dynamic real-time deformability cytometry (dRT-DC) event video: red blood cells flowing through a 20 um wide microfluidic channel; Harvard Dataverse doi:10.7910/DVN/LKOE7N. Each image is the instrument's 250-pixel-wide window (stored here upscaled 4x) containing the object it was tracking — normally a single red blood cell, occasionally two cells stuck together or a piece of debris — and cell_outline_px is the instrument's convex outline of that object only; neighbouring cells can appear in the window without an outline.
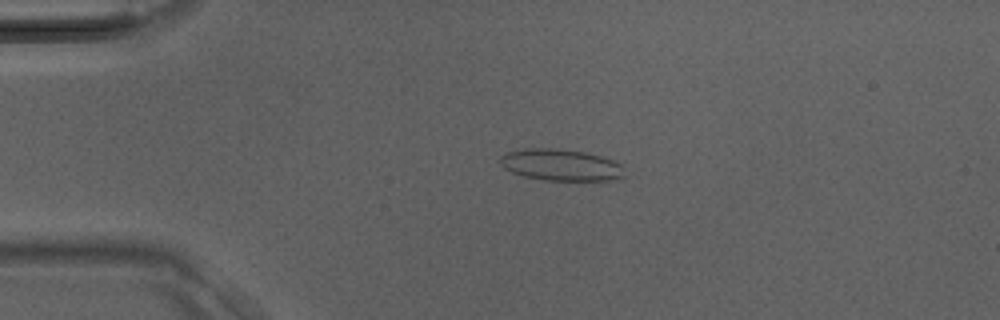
{"species": "Egyptian fruit bat (a non-hibernating species)", "species_latin": "Rousettus aegyptiacus", "temperature_condition": "room temperature", "stored_images_in_passage": 40, "camera_frame_rate_fps": 3000, "um_per_image_px": 0.085, "animal": {"sex": "male"}, "frame": {"image": 1, "passage_image": 9, "time_ms": 2.667, "image_size_px": [1000, 320], "cell_outline_px": [[624, 176], [620, 180], [544, 180], [524, 176], [512, 172], [504, 168], [500, 164], [500, 156], [508, 152], [524, 148], [556, 148], [584, 152], [600, 156], [612, 160], [620, 164]], "centroid_in_image_um": [47.65, 14.02], "position_along_channel_um": 37.3, "area_um2": 22.83}}
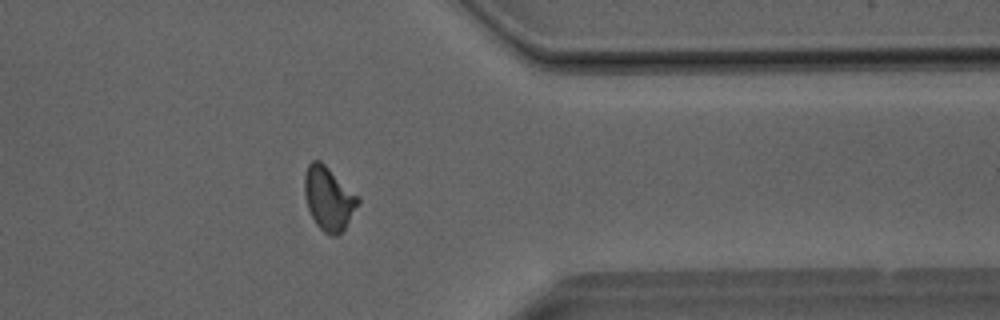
{"frame": {"image": 2, "passage_image": 32, "time_ms": 10.333, "image_size_px": [1000, 320], "cell_outline_px": [[360, 204], [344, 228], [336, 236], [332, 236], [324, 232], [316, 224], [308, 208], [304, 196], [304, 176], [308, 164], [312, 160], [320, 160], [360, 200]], "centroid_in_image_um": [27.9, 16.88], "position_along_channel_um": 383.5, "area_um2": 19.36}}
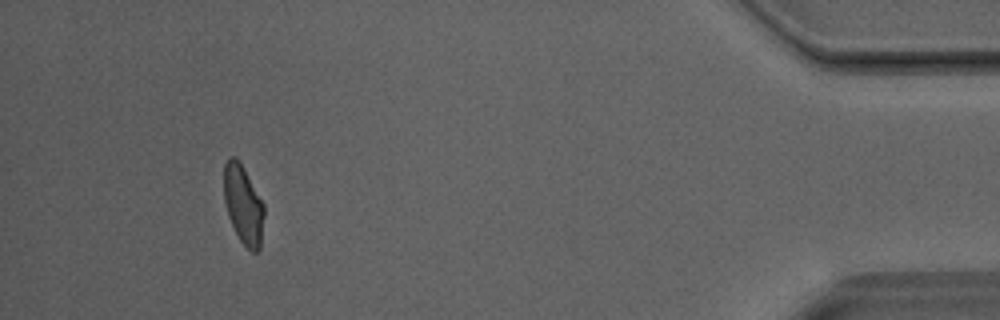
{"frame": {"image": 3, "passage_image": 37, "time_ms": 12.0, "image_size_px": [1000, 320], "cell_outline_px": [[264, 216], [260, 248], [256, 252], [252, 252], [240, 240], [228, 216], [224, 200], [224, 164], [228, 156], [236, 156], [240, 160], [264, 204]], "centroid_in_image_um": [20.67, 17.34], "position_along_channel_um": 414.5, "area_um2": 18.55}}